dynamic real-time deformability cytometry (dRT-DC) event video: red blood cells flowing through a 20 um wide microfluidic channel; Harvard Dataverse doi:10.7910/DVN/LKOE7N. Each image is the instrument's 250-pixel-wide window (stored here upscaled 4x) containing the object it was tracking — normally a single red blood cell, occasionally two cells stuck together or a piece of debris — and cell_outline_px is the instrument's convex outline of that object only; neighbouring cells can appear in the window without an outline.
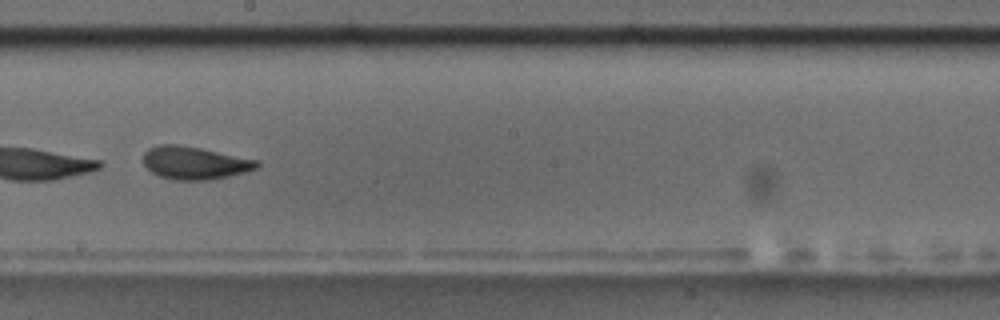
{"species": "common noctule bat (a hibernating species)", "species_latin": "Nyctalus noctula", "temperature_condition": "room temperature", "stored_images_in_passage": 15, "camera_frame_rate_fps": 3000, "um_per_image_px": 0.085, "animal": {"sex": "male", "body_mass_g": 17.5, "forearm_length_mm": 52.3}, "frame": {"image": 1, "passage_image": 9, "time_ms": 10.333, "image_size_px": [1000, 320], "cell_outline_px": [[260, 164], [256, 168], [244, 172], [228, 176], [208, 180], [176, 180], [160, 176], [152, 172], [144, 164], [144, 152], [148, 148], [156, 144], [176, 144], [200, 148], [256, 160]], "centroid_in_image_um": [16.5, 13.84], "position_along_channel_um": 231.7, "area_um2": 21.44}}